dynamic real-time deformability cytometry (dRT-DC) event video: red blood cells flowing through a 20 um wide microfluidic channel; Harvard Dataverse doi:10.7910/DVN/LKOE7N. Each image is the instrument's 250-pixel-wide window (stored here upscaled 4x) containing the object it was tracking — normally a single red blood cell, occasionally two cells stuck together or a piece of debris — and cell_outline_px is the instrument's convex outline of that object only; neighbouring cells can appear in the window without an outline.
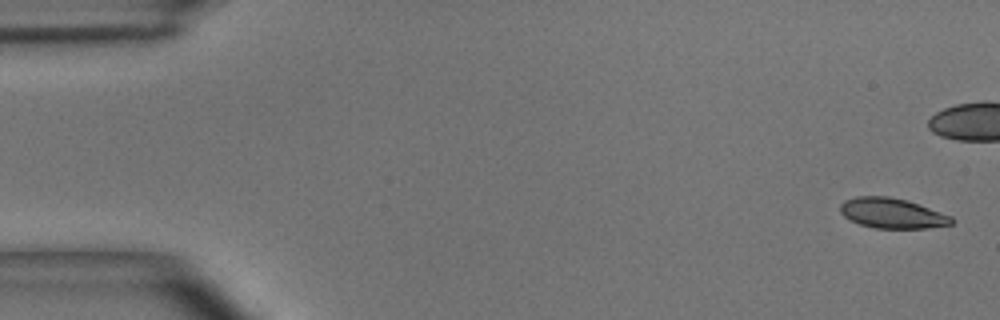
{"species": "common noctule bat (a hibernating species)", "species_latin": "Nyctalus noctula", "temperature_condition": "room temperature", "stored_images_in_passage": 6, "camera_frame_rate_fps": 3000, "um_per_image_px": 0.085, "animal": {"sex": "male", "body_mass_g": 15.6}, "frame": {"image": 1, "passage_image": 1, "time_ms": 0.0, "image_size_px": [1000, 320], "cell_outline_px": [[956, 220], [952, 224], [928, 228], [876, 228], [860, 224], [844, 216], [840, 212], [840, 204], [844, 200], [856, 196], [888, 196], [908, 200], [952, 216]], "centroid_in_image_um": [75.85, 18.11], "position_along_channel_um": 9.1, "area_um2": 19.65}}